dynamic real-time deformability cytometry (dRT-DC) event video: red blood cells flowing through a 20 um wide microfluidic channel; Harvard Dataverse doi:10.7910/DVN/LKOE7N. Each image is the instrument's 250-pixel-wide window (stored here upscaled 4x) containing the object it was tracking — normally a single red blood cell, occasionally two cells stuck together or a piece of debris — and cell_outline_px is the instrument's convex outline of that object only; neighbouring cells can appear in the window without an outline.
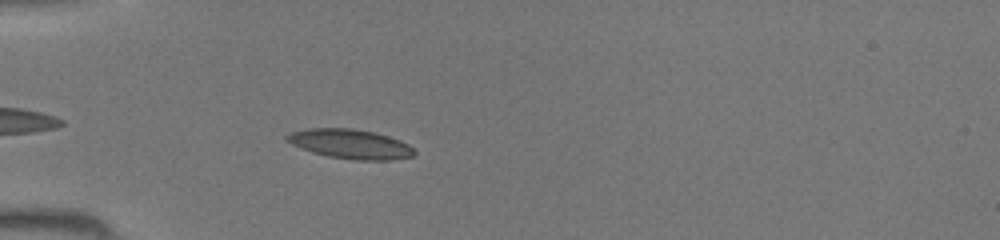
{"species": "common noctule bat (a hibernating species)", "species_latin": "Nyctalus noctula", "temperature_condition": "room temperature", "stored_images_in_passage": 30, "camera_frame_rate_fps": 3000, "um_per_image_px": 0.085, "animal": {"sex": "female", "body_mass_g": 19.5, "forearm_length_mm": 54.1}, "frame": {"image": 1, "passage_image": 4, "time_ms": 1.0, "image_size_px": [1000, 240], "cell_outline_px": [[416, 152], [412, 156], [392, 160], [352, 160], [328, 156], [312, 152], [300, 148], [284, 140], [284, 136], [292, 132], [308, 128], [352, 128], [372, 132], [388, 136], [400, 140], [408, 144]], "centroid_in_image_um": [29.75, 12.24], "position_along_channel_um": 55.3, "area_um2": 21.91}}
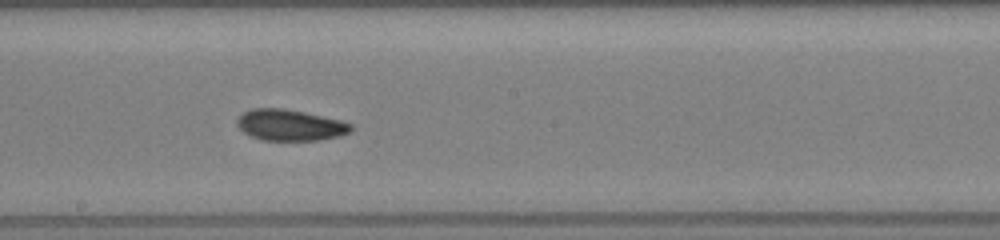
{"frame": {"image": 2, "passage_image": 16, "time_ms": 5.0, "image_size_px": [1000, 240], "cell_outline_px": [[352, 128], [348, 132], [340, 136], [320, 140], [260, 140], [244, 132], [236, 124], [236, 120], [244, 112], [252, 108], [284, 108], [304, 112], [340, 120], [352, 124]], "centroid_in_image_um": [24.64, 10.63], "position_along_channel_um": 223.6, "area_um2": 20.58}}
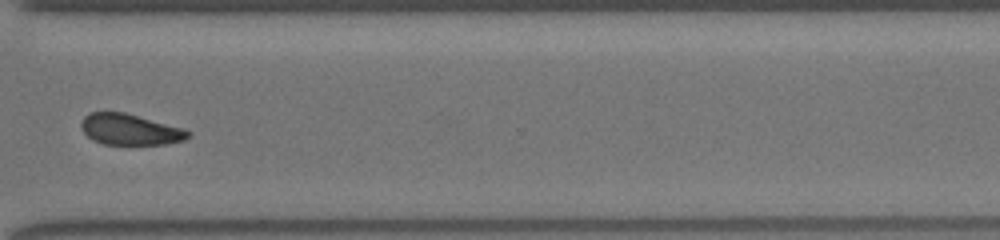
{"frame": {"image": 3, "passage_image": 25, "time_ms": 8.0, "image_size_px": [1000, 240], "cell_outline_px": [[192, 132], [184, 140], [164, 144], [104, 144], [92, 140], [84, 132], [80, 124], [84, 116], [88, 112], [124, 112], [184, 128]], "centroid_in_image_um": [11.04, 11.0], "position_along_channel_um": 359.6, "area_um2": 19.25}}